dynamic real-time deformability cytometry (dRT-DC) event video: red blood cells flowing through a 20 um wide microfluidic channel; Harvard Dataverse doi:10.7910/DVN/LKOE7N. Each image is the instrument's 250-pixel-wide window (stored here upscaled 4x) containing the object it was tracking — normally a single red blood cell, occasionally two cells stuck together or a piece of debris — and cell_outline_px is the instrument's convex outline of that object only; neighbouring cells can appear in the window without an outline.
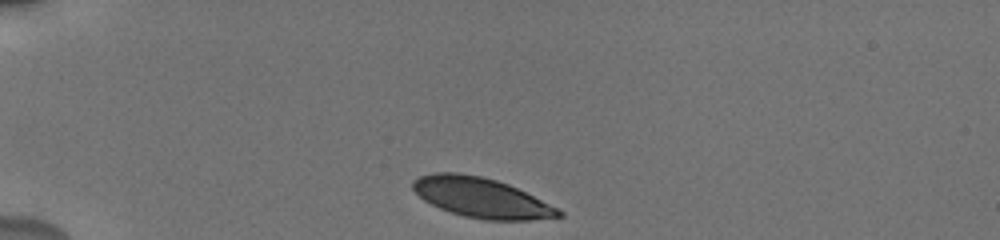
{"species": "human", "species_latin": "Homo sapiens", "temperature_condition": "cold", "stored_images_in_passage": 36, "camera_frame_rate_fps": 3000, "um_per_image_px": 0.085, "donor": {"sex": "male"}, "frame": {"image": 1, "passage_image": 1, "time_ms": 0.0, "image_size_px": [1000, 240], "cell_outline_px": [[564, 216], [532, 220], [484, 220], [464, 216], [440, 208], [424, 200], [412, 188], [412, 180], [420, 176], [432, 172], [460, 172], [480, 176], [496, 180], [508, 184], [564, 212]], "centroid_in_image_um": [40.87, 16.79], "position_along_channel_um": 44.1, "area_um2": 33.58}}
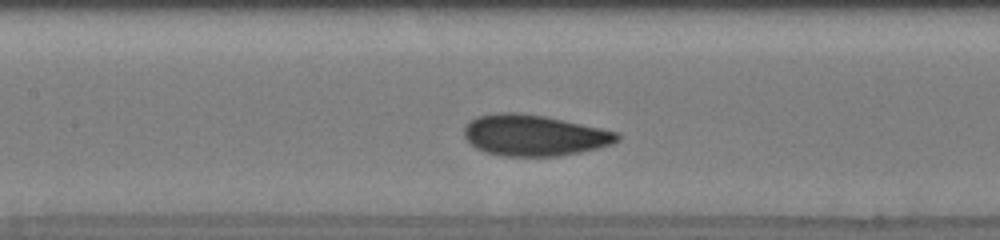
{"frame": {"image": 2, "passage_image": 14, "time_ms": 4.333, "image_size_px": [1000, 240], "cell_outline_px": [[620, 140], [612, 144], [600, 148], [560, 156], [500, 156], [476, 148], [464, 136], [464, 124], [476, 116], [496, 112], [516, 112], [544, 116], [620, 132]], "centroid_in_image_um": [45.41, 11.5], "position_along_channel_um": 162.0, "area_um2": 36.88}}
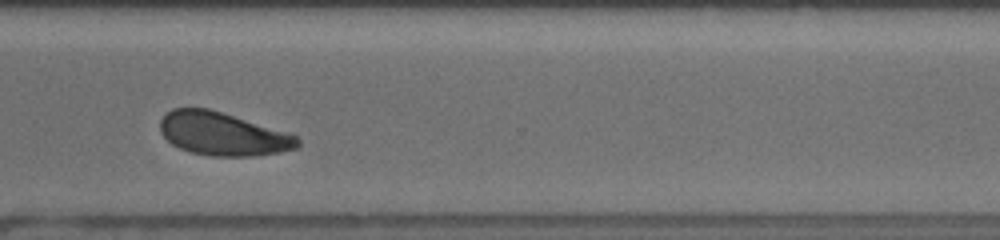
{"frame": {"image": 3, "passage_image": 29, "time_ms": 9.333, "image_size_px": [1000, 240], "cell_outline_px": [[300, 144], [296, 148], [280, 152], [252, 156], [212, 156], [192, 152], [180, 148], [172, 144], [160, 132], [160, 120], [164, 112], [172, 108], [208, 108], [296, 136], [300, 140]], "centroid_in_image_um": [18.87, 11.38], "position_along_channel_um": 351.7, "area_um2": 34.1}, "authors_computed_cell_mechanics": {"area_um2": 35.7493, "velocity_mm_per_s": 3.7929, "shape_relaxation_time_tau1_ms": 3.1012, "shape_relaxation_time_tau2_ms": 0.5055, "deformation_change_tau1": 0.1088, "deformation_change_tau2": 0.041}}